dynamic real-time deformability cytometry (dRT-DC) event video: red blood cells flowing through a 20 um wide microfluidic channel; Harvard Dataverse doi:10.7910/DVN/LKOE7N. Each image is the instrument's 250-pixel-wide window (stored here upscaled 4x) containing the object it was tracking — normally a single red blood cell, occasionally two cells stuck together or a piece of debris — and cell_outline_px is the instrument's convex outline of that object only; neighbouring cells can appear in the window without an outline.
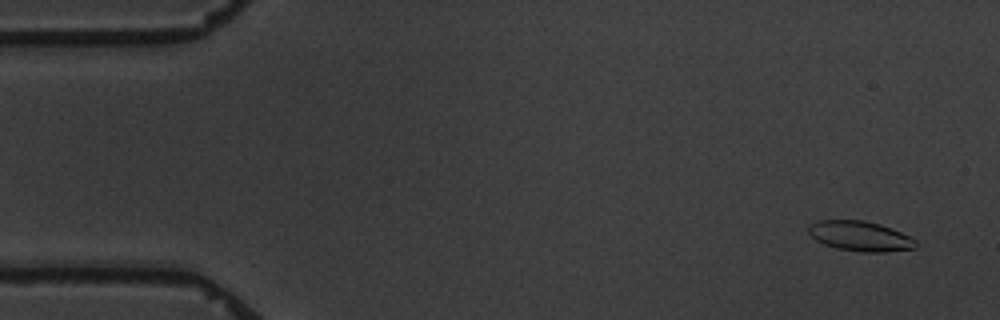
{"species": "common noctule bat (a hibernating species)", "species_latin": "Nyctalus noctula", "temperature_condition": "warm", "stored_images_in_passage": 3, "camera_frame_rate_fps": 3000, "um_per_image_px": 0.085, "animal": {"sex": "male", "body_mass_g": 19.5, "forearm_length_mm": 54.6}, "frame": {"image": 1, "passage_image": 1, "time_ms": 0.0, "image_size_px": [1000, 320], "cell_outline_px": [[916, 248], [884, 252], [864, 252], [836, 248], [824, 244], [816, 240], [808, 232], [808, 224], [816, 220], [864, 220], [880, 224], [892, 228], [916, 240]], "centroid_in_image_um": [73.08, 20.06], "position_along_channel_um": 11.9, "area_um2": 18.79}}